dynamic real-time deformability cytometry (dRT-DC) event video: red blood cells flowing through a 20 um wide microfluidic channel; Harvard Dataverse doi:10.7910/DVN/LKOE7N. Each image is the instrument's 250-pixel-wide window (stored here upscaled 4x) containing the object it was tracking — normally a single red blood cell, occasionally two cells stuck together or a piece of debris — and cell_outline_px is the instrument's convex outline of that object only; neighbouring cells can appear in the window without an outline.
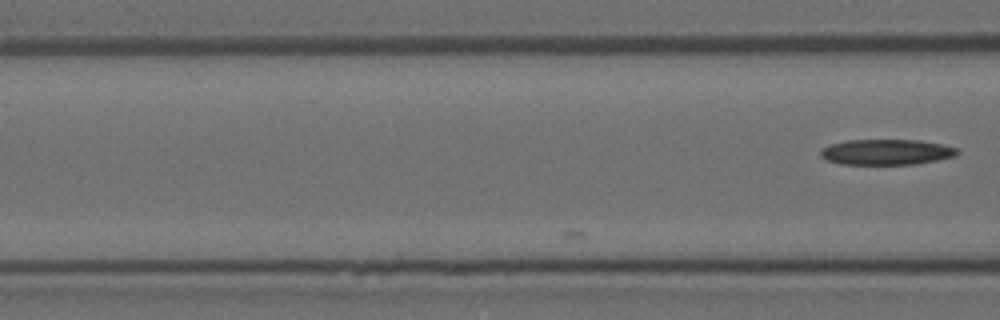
{"species": "Egyptian fruit bat (a non-hibernating species)", "species_latin": "Rousettus aegyptiacus", "temperature_condition": "room temperature", "stored_images_in_passage": 5, "camera_frame_rate_fps": 3000, "um_per_image_px": 0.085, "animal": {"sex": "female"}, "frame": {"image": 1, "passage_image": 5, "time_ms": 1.333, "image_size_px": [1000, 320], "cell_outline_px": [[960, 152], [956, 156], [916, 164], [840, 164], [828, 160], [820, 156], [820, 152], [824, 148], [832, 144], [848, 140], [920, 140], [940, 144], [956, 148]], "centroid_in_image_um": [75.37, 12.92], "position_along_channel_um": 91.2, "area_um2": 20.17}}